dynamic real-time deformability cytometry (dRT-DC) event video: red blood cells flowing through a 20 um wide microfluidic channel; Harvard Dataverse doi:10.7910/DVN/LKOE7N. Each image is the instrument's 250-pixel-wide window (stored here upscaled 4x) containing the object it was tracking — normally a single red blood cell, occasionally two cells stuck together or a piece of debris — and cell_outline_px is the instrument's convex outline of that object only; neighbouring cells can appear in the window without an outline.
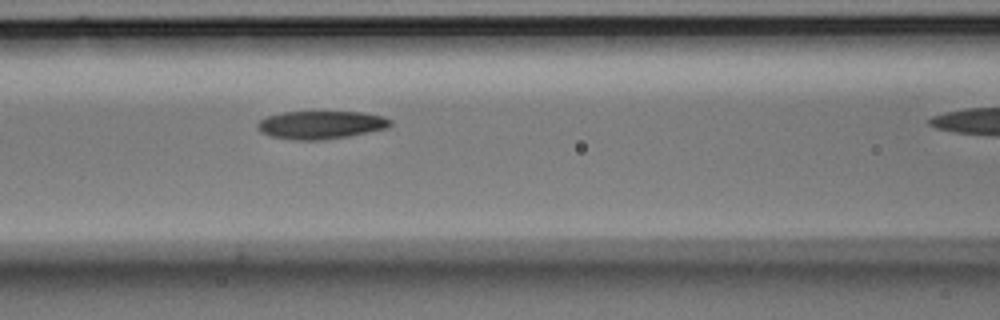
{"species": "Egyptian fruit bat (a non-hibernating species)", "species_latin": "Rousettus aegyptiacus", "temperature_condition": "room temperature", "stored_images_in_passage": 6, "segment_of_instrument_passage": [1, 2], "camera_frame_rate_fps": 3000, "um_per_image_px": 0.085, "animal": {"sex": "male"}, "frame": {"image": 1, "passage_image": 5, "time_ms": 1.333, "image_size_px": [1000, 320], "cell_outline_px": [[392, 124], [388, 128], [348, 136], [324, 140], [292, 140], [268, 136], [260, 132], [256, 128], [256, 124], [260, 120], [268, 116], [284, 112], [360, 112], [384, 116], [392, 120]], "centroid_in_image_um": [27.25, 10.62], "position_along_channel_um": 139.3, "area_um2": 21.91}}